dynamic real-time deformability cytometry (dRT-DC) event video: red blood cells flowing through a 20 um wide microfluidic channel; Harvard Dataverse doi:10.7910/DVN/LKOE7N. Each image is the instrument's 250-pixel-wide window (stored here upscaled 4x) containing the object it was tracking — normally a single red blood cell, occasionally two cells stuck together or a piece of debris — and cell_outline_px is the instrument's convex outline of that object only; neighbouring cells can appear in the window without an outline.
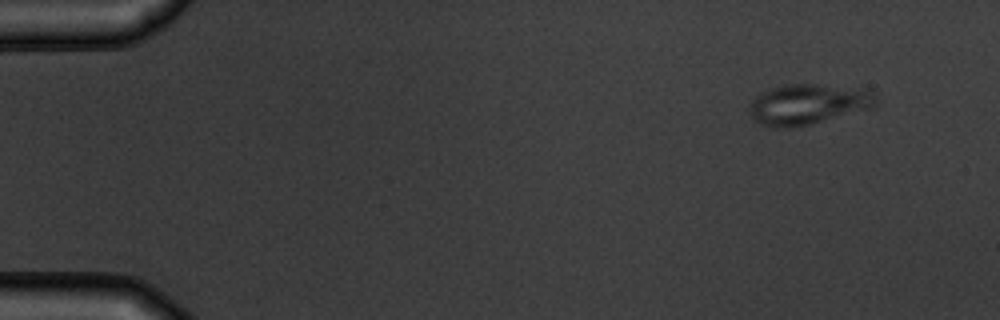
{"species": "common noctule bat (a hibernating species)", "species_latin": "Nyctalus noctula", "temperature_condition": "warm", "stored_images_in_passage": 4, "camera_frame_rate_fps": 3000, "um_per_image_px": 0.085, "animal": {"sex": "male", "body_mass_g": 19.5, "forearm_length_mm": 54.6}, "frame": {"image": 1, "passage_image": 1, "time_ms": 0.0, "image_size_px": [1000, 320], "cell_outline_px": [[876, 108], [808, 124], [788, 128], [776, 128], [760, 124], [752, 120], [748, 108], [748, 104], [756, 96], [772, 88], [788, 84], [816, 84], [860, 88], [876, 92]], "centroid_in_image_um": [68.7, 8.86], "position_along_channel_um": 16.3, "area_um2": 30.11}}